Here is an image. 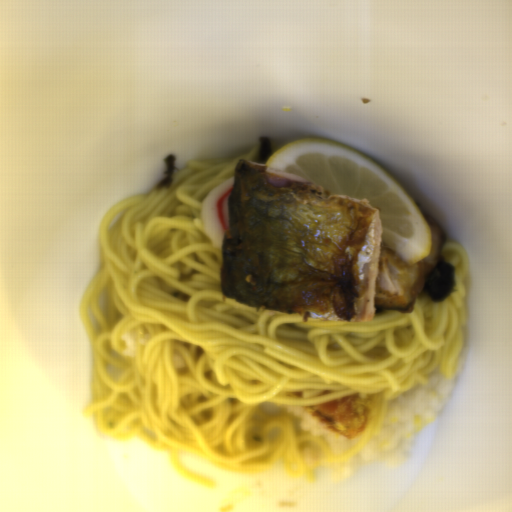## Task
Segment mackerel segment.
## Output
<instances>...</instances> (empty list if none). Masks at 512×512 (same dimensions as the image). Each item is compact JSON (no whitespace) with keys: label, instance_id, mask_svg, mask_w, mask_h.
Wrapping results in <instances>:
<instances>
[{"label":"mackerel segment","instance_id":"1","mask_svg":"<svg viewBox=\"0 0 512 512\" xmlns=\"http://www.w3.org/2000/svg\"><path fill=\"white\" fill-rule=\"evenodd\" d=\"M226 208L221 294L313 320L365 323L376 311L408 312L446 238L421 211L432 233L429 253L409 265L384 242L379 209L368 199L330 194L244 159Z\"/></svg>","mask_w":512,"mask_h":512}]
</instances>
